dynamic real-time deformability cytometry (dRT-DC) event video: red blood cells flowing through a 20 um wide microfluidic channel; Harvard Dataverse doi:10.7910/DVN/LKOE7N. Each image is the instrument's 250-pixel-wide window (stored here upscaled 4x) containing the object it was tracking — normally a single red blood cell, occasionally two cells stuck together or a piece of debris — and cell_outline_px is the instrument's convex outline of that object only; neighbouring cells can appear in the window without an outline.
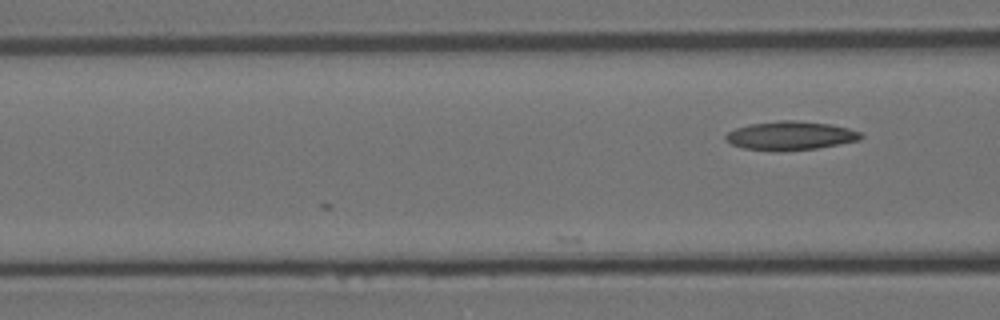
{"species": "Egyptian fruit bat (a non-hibernating species)", "species_latin": "Rousettus aegyptiacus", "temperature_condition": "room temperature", "stored_images_in_passage": 5, "camera_frame_rate_fps": 3000, "um_per_image_px": 0.085, "animal": {"sex": "female"}, "frame": {"image": 1, "passage_image": 5, "time_ms": 1.333, "image_size_px": [1000, 320], "cell_outline_px": [[864, 136], [860, 140], [840, 144], [816, 148], [776, 152], [744, 148], [732, 144], [724, 136], [728, 132], [736, 128], [748, 124], [780, 120], [796, 120], [832, 124], [848, 128], [860, 132]], "centroid_in_image_um": [67.21, 11.53], "position_along_channel_um": 99.4, "area_um2": 22.77}}